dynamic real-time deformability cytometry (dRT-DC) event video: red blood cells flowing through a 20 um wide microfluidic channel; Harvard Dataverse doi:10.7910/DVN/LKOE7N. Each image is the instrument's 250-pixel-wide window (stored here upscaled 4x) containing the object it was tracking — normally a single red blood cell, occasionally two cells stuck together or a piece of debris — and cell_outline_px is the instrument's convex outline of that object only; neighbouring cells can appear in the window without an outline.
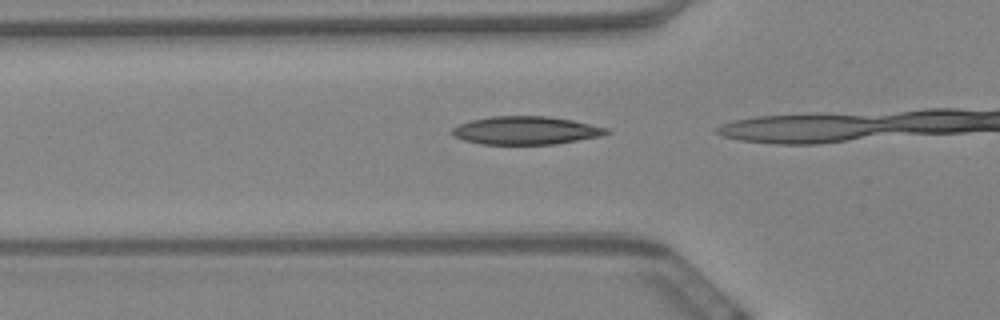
{"species": "Egyptian fruit bat (a non-hibernating species)", "species_latin": "Rousettus aegyptiacus", "temperature_condition": "warm", "stored_images_in_passage": 3, "camera_frame_rate_fps": 3000, "um_per_image_px": 0.085, "animal": {"sex": "female"}, "frame": {"image": 1, "passage_image": 2, "time_ms": 0.333, "image_size_px": [1000, 320], "cell_outline_px": [[612, 132], [600, 136], [556, 144], [480, 144], [464, 140], [452, 136], [452, 128], [460, 124], [472, 120], [492, 116], [548, 116], [572, 120], [608, 128]], "centroid_in_image_um": [44.7, 11.09], "position_along_channel_um": 81.1, "area_um2": 25.26}}